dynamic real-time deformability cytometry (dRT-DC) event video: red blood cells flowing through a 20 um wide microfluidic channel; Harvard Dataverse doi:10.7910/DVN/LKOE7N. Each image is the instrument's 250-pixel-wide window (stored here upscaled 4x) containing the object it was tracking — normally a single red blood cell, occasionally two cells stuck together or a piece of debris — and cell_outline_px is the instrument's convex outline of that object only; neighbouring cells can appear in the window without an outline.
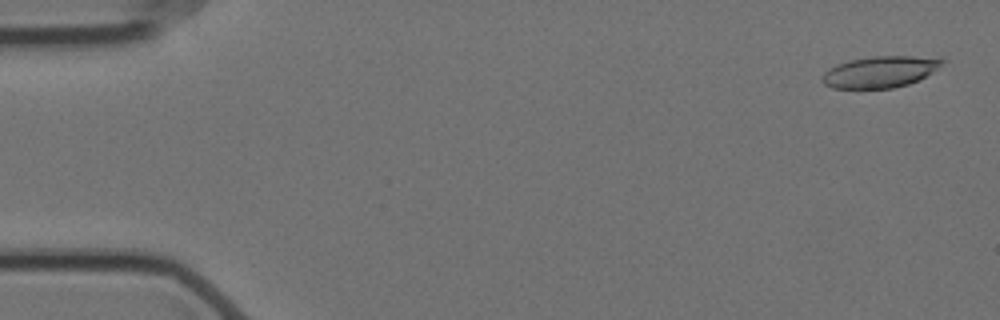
{"species": "Egyptian fruit bat (a non-hibernating species)", "species_latin": "Rousettus aegyptiacus", "temperature_condition": "cold", "stored_images_in_passage": 11, "camera_frame_rate_fps": 3000, "um_per_image_px": 0.085, "animal": {"sex": "female"}, "frame": {"image": 1, "passage_image": 2, "time_ms": 0.333, "image_size_px": [1000, 320], "cell_outline_px": [[944, 60], [932, 72], [908, 84], [892, 88], [832, 88], [824, 84], [820, 80], [824, 72], [828, 68], [836, 64], [848, 60], [872, 56], [940, 56]], "centroid_in_image_um": [74.77, 6.09], "position_along_channel_um": 10.2, "area_um2": 22.02}}